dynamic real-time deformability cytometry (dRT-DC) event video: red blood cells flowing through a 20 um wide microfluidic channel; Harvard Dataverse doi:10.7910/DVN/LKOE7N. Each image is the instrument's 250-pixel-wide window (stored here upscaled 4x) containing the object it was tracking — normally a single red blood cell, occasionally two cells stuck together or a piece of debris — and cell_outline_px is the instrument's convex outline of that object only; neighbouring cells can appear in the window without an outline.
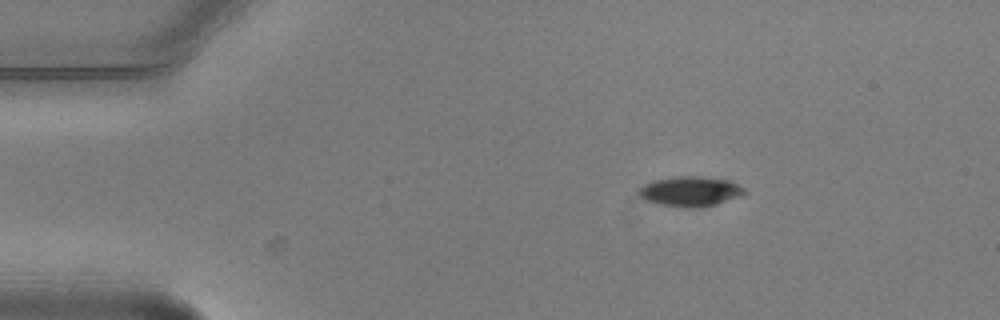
{"species": "common noctule bat (a hibernating species)", "species_latin": "Nyctalus noctula", "temperature_condition": "warm", "stored_images_in_passage": 4, "camera_frame_rate_fps": 3000, "um_per_image_px": 0.085, "animal": {"sex": "male", "body_mass_g": 20.5, "forearm_length_mm": 52.5}, "frame": {"image": 1, "passage_image": 1, "time_ms": 0.0, "image_size_px": [1000, 320], "cell_outline_px": [[748, 192], [740, 196], [716, 204], [700, 208], [688, 208], [660, 204], [648, 200], [640, 196], [636, 192], [644, 184], [652, 180], [676, 176], [696, 176], [728, 180], [744, 188]], "centroid_in_image_um": [58.67, 16.27], "position_along_channel_um": 26.3, "area_um2": 18.38}}